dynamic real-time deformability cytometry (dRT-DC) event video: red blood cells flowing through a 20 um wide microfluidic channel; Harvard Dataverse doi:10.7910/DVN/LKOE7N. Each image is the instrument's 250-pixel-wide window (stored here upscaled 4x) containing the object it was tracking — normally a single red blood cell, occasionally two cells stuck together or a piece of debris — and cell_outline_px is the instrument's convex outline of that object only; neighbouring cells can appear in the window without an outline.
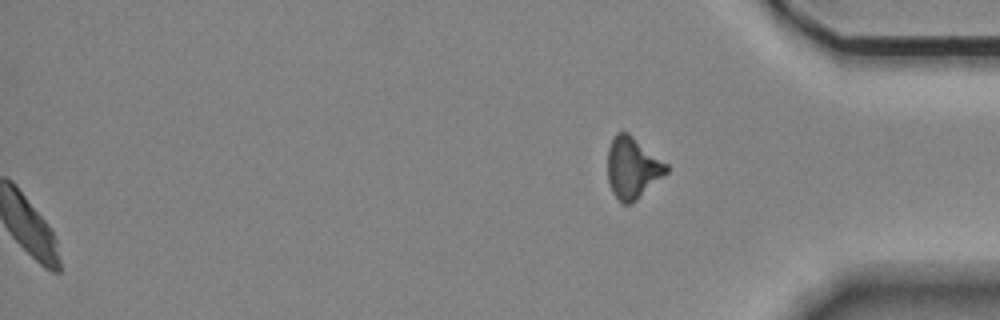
{"species": "Egyptian fruit bat (a non-hibernating species)", "species_latin": "Rousettus aegyptiacus", "temperature_condition": "room temperature", "stored_images_in_passage": 56, "segment_of_instrument_passage": [2, 2], "camera_frame_rate_fps": 3000, "um_per_image_px": 0.085, "animal": {"sex": "female"}, "frame": {"image": 1, "passage_image": 56, "time_ms": 18.333, "image_size_px": [1000, 320], "cell_outline_px": [[668, 172], [636, 200], [628, 204], [624, 204], [612, 192], [608, 180], [608, 148], [612, 136], [616, 132], [628, 132], [668, 164]], "centroid_in_image_um": [53.76, 14.23], "position_along_channel_um": 381.4, "area_um2": 20.92}}